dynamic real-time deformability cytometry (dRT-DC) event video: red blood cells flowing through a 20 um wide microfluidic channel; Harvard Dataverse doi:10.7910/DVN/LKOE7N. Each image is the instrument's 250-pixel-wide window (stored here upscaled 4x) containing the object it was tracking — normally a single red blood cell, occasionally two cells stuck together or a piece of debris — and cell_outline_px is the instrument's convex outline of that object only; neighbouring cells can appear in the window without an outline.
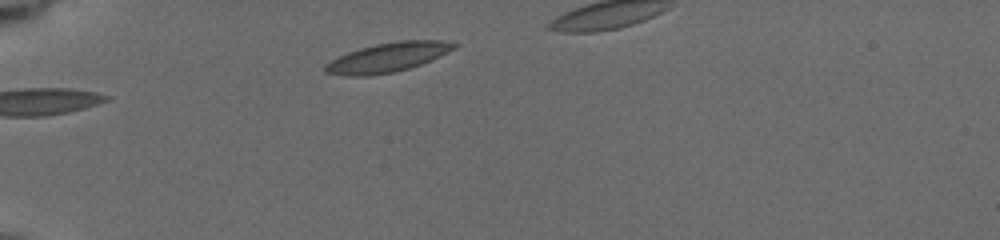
{"species": "common noctule bat (a hibernating species)", "species_latin": "Nyctalus noctula", "temperature_condition": "cold", "stored_images_in_passage": 19, "segment_of_instrument_passage": [1, 2], "camera_frame_rate_fps": 3000, "um_per_image_px": 0.085, "animal": {"sex": "female", "body_mass_g": 19.5, "forearm_length_mm": 54.1}, "frame": {"image": 1, "passage_image": 1, "time_ms": 0.0, "image_size_px": [1000, 240], "cell_outline_px": [[460, 44], [456, 48], [440, 56], [420, 64], [408, 68], [392, 72], [372, 76], [344, 76], [324, 72], [324, 64], [348, 52], [360, 48], [376, 44], [400, 40], [440, 40]], "centroid_in_image_um": [32.95, 4.88], "position_along_channel_um": 52.0, "area_um2": 21.96}}
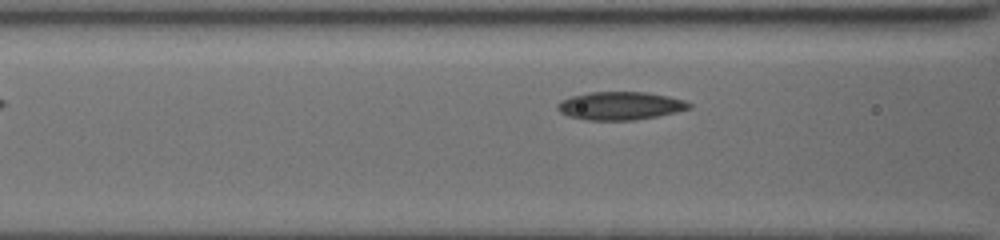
{"frame": {"image": 2, "passage_image": 11, "time_ms": 2.333, "image_size_px": [1000, 240], "cell_outline_px": [[692, 108], [676, 112], [656, 116], [632, 120], [588, 120], [568, 116], [560, 112], [556, 108], [556, 104], [572, 96], [588, 92], [644, 92], [668, 96], [684, 100], [692, 104]], "centroid_in_image_um": [52.72, 8.99], "position_along_channel_um": 113.9, "area_um2": 21.44}}
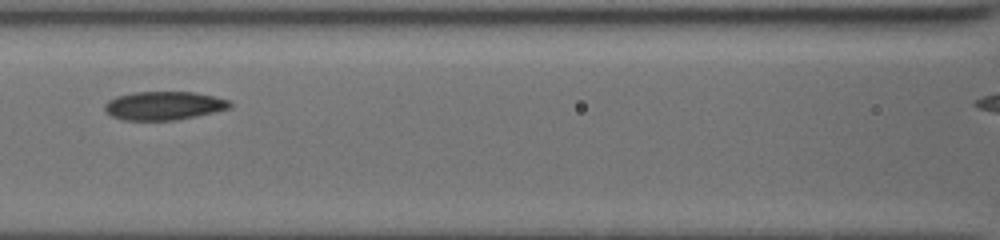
{"frame": {"image": 3, "passage_image": 15, "time_ms": 3.333, "image_size_px": [1000, 240], "cell_outline_px": [[232, 108], [196, 116], [176, 120], [124, 120], [112, 116], [104, 108], [104, 104], [108, 100], [116, 96], [132, 92], [192, 92], [212, 96], [228, 100], [232, 104]], "centroid_in_image_um": [13.92, 8.98], "position_along_channel_um": 152.7, "area_um2": 20.75}}